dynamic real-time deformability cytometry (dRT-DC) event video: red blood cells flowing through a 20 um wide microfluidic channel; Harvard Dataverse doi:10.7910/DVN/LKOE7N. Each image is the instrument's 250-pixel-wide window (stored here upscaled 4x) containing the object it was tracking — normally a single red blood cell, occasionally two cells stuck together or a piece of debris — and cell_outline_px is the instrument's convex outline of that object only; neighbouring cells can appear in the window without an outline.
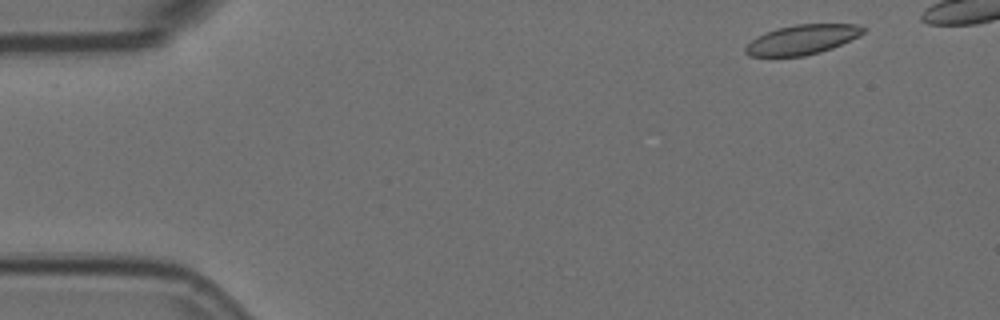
{"species": "Egyptian fruit bat (a non-hibernating species)", "species_latin": "Rousettus aegyptiacus", "temperature_condition": "room temperature", "stored_images_in_passage": 4, "camera_frame_rate_fps": 3000, "um_per_image_px": 0.085, "animal": {"sex": "female"}, "frame": {"image": 1, "passage_image": 1, "time_ms": 0.0, "image_size_px": [1000, 320], "cell_outline_px": [[864, 32], [860, 36], [832, 48], [820, 52], [804, 56], [748, 56], [744, 52], [744, 48], [756, 36], [764, 32], [796, 24], [856, 24], [864, 28]], "centroid_in_image_um": [68.17, 3.37], "position_along_channel_um": 16.8, "area_um2": 20.29}}
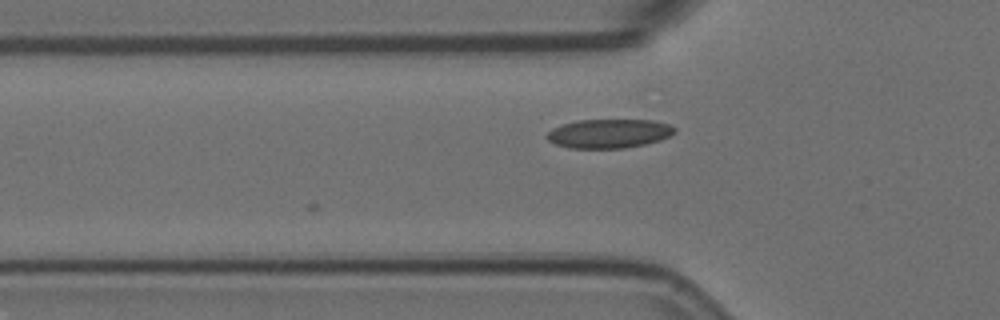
{"frame": {"image": 2, "passage_image": 4, "time_ms": 1.0, "image_size_px": [1000, 320], "cell_outline_px": [[676, 132], [660, 140], [644, 144], [624, 148], [568, 148], [556, 144], [548, 140], [544, 136], [552, 128], [564, 124], [580, 120], [652, 120], [668, 124], [676, 128]], "centroid_in_image_um": [51.75, 11.35], "position_along_channel_um": 74.1, "area_um2": 21.5}}